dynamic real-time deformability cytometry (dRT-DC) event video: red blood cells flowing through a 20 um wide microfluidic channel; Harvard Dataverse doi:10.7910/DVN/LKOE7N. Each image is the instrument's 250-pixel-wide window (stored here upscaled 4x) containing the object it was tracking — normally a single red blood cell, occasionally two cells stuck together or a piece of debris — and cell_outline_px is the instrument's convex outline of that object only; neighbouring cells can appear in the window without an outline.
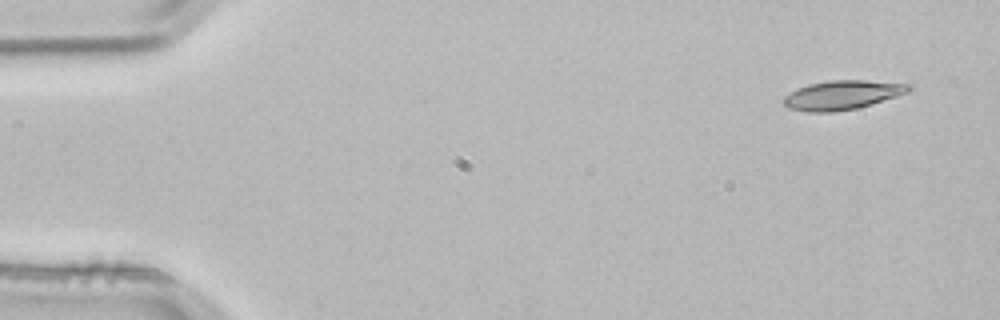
{"species": "common noctule bat (a hibernating species)", "species_latin": "Nyctalus noctula", "temperature_condition": "room temperature", "stored_images_in_passage": 4, "camera_frame_rate_fps": 3000, "um_per_image_px": 0.085, "animal": {"sex": "male", "body_mass_g": 21.5, "forearm_length_mm": 52.0}, "frame": {"image": 1, "passage_image": 1, "time_ms": 0.0, "image_size_px": [1000, 320], "cell_outline_px": [[912, 88], [908, 92], [896, 96], [856, 108], [832, 112], [808, 112], [788, 108], [784, 104], [784, 96], [796, 88], [808, 84], [828, 80], [864, 80], [912, 84]], "centroid_in_image_um": [71.56, 8.06], "position_along_channel_um": 13.4, "area_um2": 21.15}}
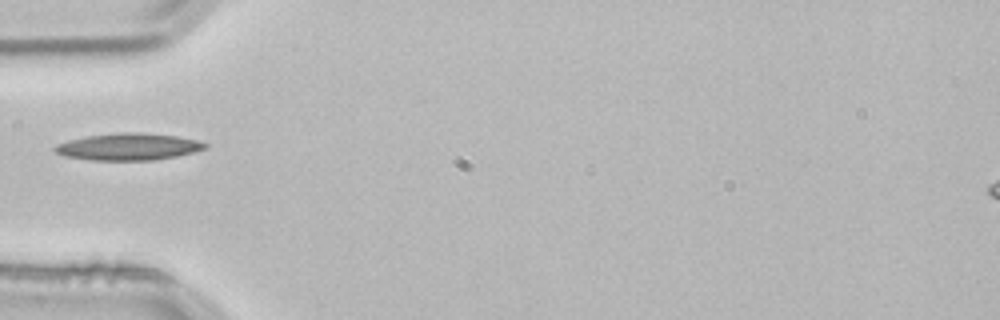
{"frame": {"image": 2, "passage_image": 4, "time_ms": 1.0, "image_size_px": [1000, 320], "cell_outline_px": [[208, 148], [176, 156], [152, 160], [92, 160], [64, 156], [56, 152], [52, 148], [56, 144], [68, 140], [88, 136], [120, 132], [140, 132], [176, 136], [196, 140], [208, 144]], "centroid_in_image_um": [10.9, 12.47], "position_along_channel_um": 74.1, "area_um2": 23.47}}